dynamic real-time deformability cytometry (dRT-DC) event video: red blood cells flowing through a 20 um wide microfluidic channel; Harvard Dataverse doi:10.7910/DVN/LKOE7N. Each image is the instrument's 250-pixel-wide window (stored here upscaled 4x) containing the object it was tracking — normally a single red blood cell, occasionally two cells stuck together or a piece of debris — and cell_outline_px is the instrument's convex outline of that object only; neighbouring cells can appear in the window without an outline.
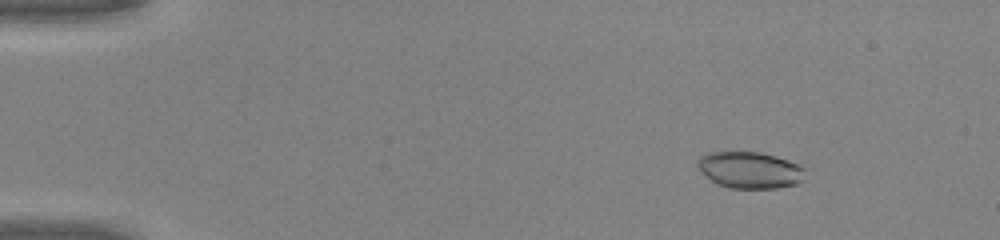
{"species": "common noctule bat (a hibernating species)", "species_latin": "Nyctalus noctula", "temperature_condition": "warm", "stored_images_in_passage": 50, "camera_frame_rate_fps": 3000, "um_per_image_px": 0.085, "animal": {"sex": "male", "body_mass_g": 20.0, "forearm_length_mm": 53.3}, "frame": {"image": 1, "passage_image": 7, "time_ms": 2.0, "image_size_px": [1000, 240], "cell_outline_px": [[804, 168], [800, 180], [796, 184], [776, 188], [732, 188], [720, 184], [712, 180], [696, 164], [696, 160], [700, 156], [712, 152], [760, 152], [776, 156], [796, 164]], "centroid_in_image_um": [63.72, 14.44], "position_along_channel_um": 21.3, "area_um2": 22.31}}
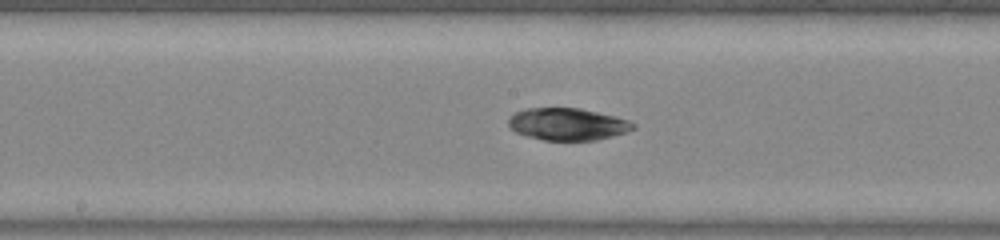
{"frame": {"image": 2, "passage_image": 27, "time_ms": 8.667, "image_size_px": [1000, 240], "cell_outline_px": [[636, 128], [628, 132], [596, 140], [544, 140], [528, 136], [516, 132], [508, 124], [508, 120], [516, 112], [528, 108], [580, 108], [628, 120], [636, 124]], "centroid_in_image_um": [48.27, 10.56], "position_along_channel_um": 199.9, "area_um2": 23.12}}
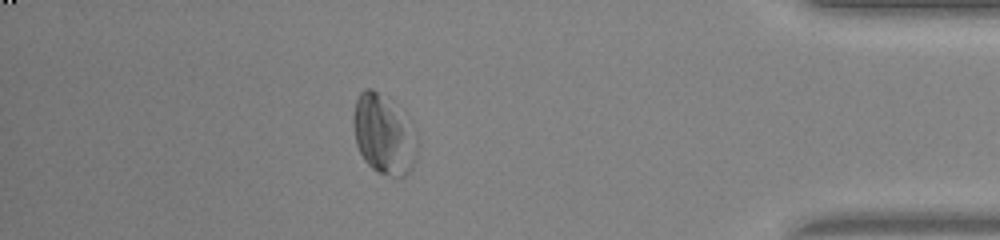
{"frame": {"image": 3, "passage_image": 44, "time_ms": 14.333, "image_size_px": [1000, 240], "cell_outline_px": [[416, 160], [412, 168], [404, 176], [388, 176], [376, 172], [364, 160], [356, 144], [352, 120], [352, 116], [356, 100], [360, 92], [364, 88], [372, 88], [392, 100], [404, 108], [416, 136]], "centroid_in_image_um": [32.62, 11.38], "position_along_channel_um": 402.6, "area_um2": 30.35}}